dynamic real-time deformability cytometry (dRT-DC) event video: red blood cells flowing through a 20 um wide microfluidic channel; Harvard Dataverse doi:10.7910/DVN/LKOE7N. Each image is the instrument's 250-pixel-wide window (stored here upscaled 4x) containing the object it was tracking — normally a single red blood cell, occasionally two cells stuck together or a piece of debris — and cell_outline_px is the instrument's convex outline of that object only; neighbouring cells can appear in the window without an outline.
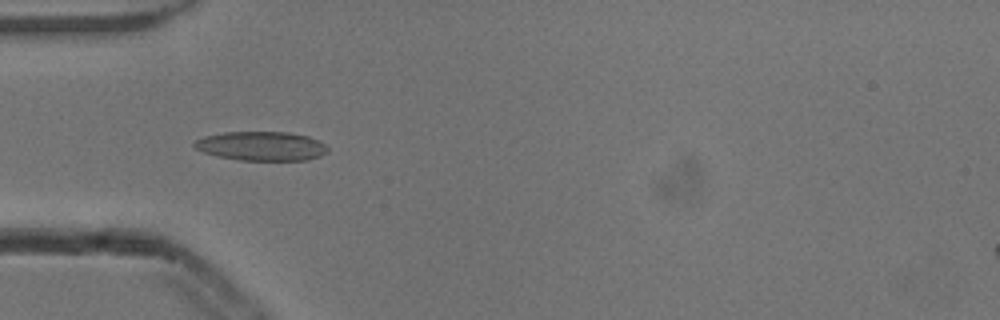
{"species": "common noctule bat (a hibernating species)", "species_latin": "Nyctalus noctula", "temperature_condition": "cold", "stored_images_in_passage": 6, "camera_frame_rate_fps": 3000, "um_per_image_px": 0.085, "animal": {"sex": "male", "body_mass_g": 13.3}, "frame": {"image": 1, "passage_image": 4, "time_ms": 1.0, "image_size_px": [1000, 320], "cell_outline_px": [[328, 152], [320, 156], [308, 160], [240, 160], [220, 156], [204, 152], [196, 148], [192, 144], [196, 140], [204, 136], [224, 132], [288, 132], [308, 136], [324, 144], [328, 148]], "centroid_in_image_um": [22.23, 12.41], "position_along_channel_um": 62.8, "area_um2": 22.48}}
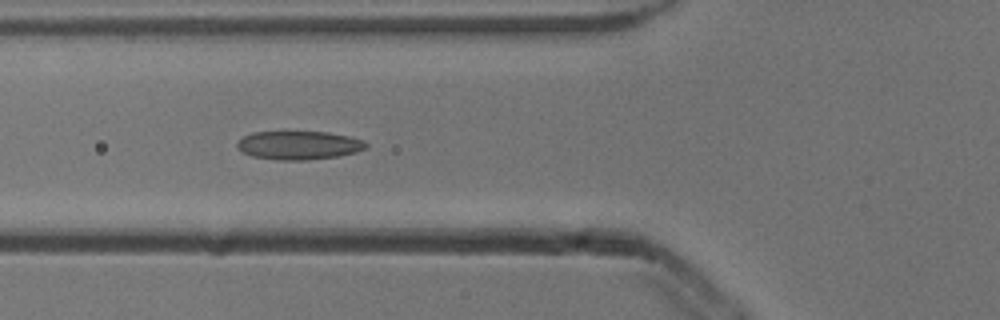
{"frame": {"image": 2, "passage_image": 5, "time_ms": 1.333, "image_size_px": [1000, 320], "cell_outline_px": [[368, 148], [356, 152], [340, 156], [308, 160], [280, 160], [252, 156], [236, 148], [236, 144], [244, 136], [252, 132], [328, 132], [348, 136], [364, 140], [368, 144]], "centroid_in_image_um": [25.44, 12.35], "position_along_channel_um": 100.4, "area_um2": 21.5}}
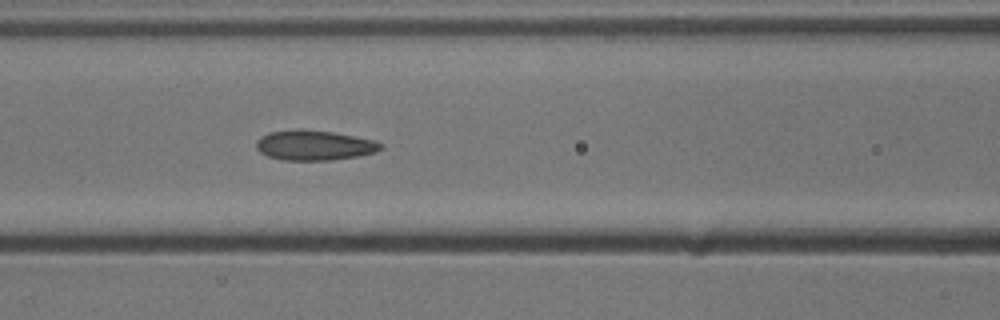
{"frame": {"image": 3, "passage_image": 6, "time_ms": 1.667, "image_size_px": [1000, 320], "cell_outline_px": [[384, 148], [376, 152], [356, 156], [332, 160], [284, 160], [268, 156], [260, 152], [256, 148], [256, 140], [260, 136], [268, 132], [296, 128], [332, 132], [376, 140], [384, 144]], "centroid_in_image_um": [26.71, 12.33], "position_along_channel_um": 139.9, "area_um2": 22.02}}